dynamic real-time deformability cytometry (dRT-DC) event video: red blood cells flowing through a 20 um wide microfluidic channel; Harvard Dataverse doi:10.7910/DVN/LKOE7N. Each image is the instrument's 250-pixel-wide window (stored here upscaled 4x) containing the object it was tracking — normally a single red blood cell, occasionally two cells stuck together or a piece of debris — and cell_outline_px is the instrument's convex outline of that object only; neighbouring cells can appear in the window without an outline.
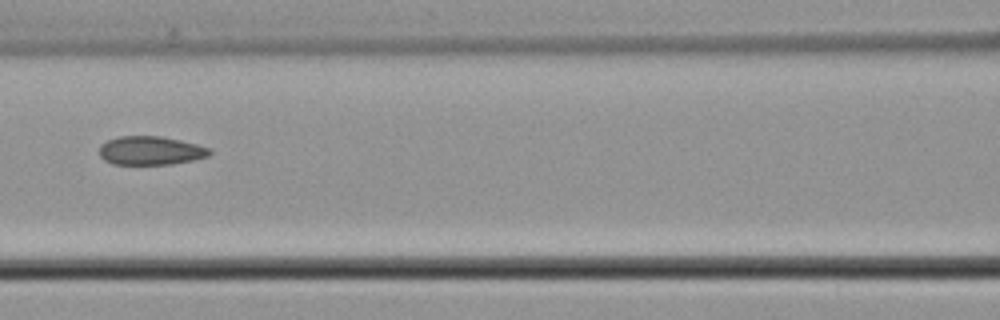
{"species": "common noctule bat (a hibernating species)", "species_latin": "Nyctalus noctula", "temperature_condition": "cold", "stored_images_in_passage": 5, "camera_frame_rate_fps": 3000, "um_per_image_px": 0.085, "animal": {"sex": "male", "body_mass_g": 21.5, "forearm_length_mm": 52.0}, "frame": {"image": 1, "passage_image": 5, "time_ms": 1.333, "image_size_px": [1000, 320], "cell_outline_px": [[212, 152], [208, 156], [192, 160], [172, 164], [112, 164], [104, 160], [100, 156], [100, 144], [108, 140], [120, 136], [160, 136], [180, 140], [196, 144], [208, 148]], "centroid_in_image_um": [12.78, 12.8], "position_along_channel_um": 153.8, "area_um2": 18.32}}